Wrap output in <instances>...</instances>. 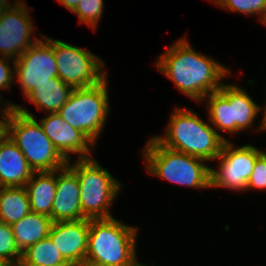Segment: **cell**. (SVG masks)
Listing matches in <instances>:
<instances>
[{
	"instance_id": "6da1fadb",
	"label": "cell",
	"mask_w": 266,
	"mask_h": 266,
	"mask_svg": "<svg viewBox=\"0 0 266 266\" xmlns=\"http://www.w3.org/2000/svg\"><path fill=\"white\" fill-rule=\"evenodd\" d=\"M155 63L157 69L172 81L181 93L195 100L217 91L230 70L213 58L201 55L192 48L186 37L167 46Z\"/></svg>"
},
{
	"instance_id": "7a4b0ae2",
	"label": "cell",
	"mask_w": 266,
	"mask_h": 266,
	"mask_svg": "<svg viewBox=\"0 0 266 266\" xmlns=\"http://www.w3.org/2000/svg\"><path fill=\"white\" fill-rule=\"evenodd\" d=\"M169 119L165 136H153L169 149L209 162L220 155L224 142L228 141L212 127L210 122L201 120L192 109L176 107Z\"/></svg>"
},
{
	"instance_id": "3957f363",
	"label": "cell",
	"mask_w": 266,
	"mask_h": 266,
	"mask_svg": "<svg viewBox=\"0 0 266 266\" xmlns=\"http://www.w3.org/2000/svg\"><path fill=\"white\" fill-rule=\"evenodd\" d=\"M138 227L114 217L90 219L85 261L99 266H131L137 261Z\"/></svg>"
},
{
	"instance_id": "277c9868",
	"label": "cell",
	"mask_w": 266,
	"mask_h": 266,
	"mask_svg": "<svg viewBox=\"0 0 266 266\" xmlns=\"http://www.w3.org/2000/svg\"><path fill=\"white\" fill-rule=\"evenodd\" d=\"M145 168L151 175L192 188H210V168L202 158L161 145L154 137L143 149Z\"/></svg>"
},
{
	"instance_id": "5b68a950",
	"label": "cell",
	"mask_w": 266,
	"mask_h": 266,
	"mask_svg": "<svg viewBox=\"0 0 266 266\" xmlns=\"http://www.w3.org/2000/svg\"><path fill=\"white\" fill-rule=\"evenodd\" d=\"M9 126V137L22 151L34 172H50L67 165L34 115L16 105Z\"/></svg>"
},
{
	"instance_id": "8992f818",
	"label": "cell",
	"mask_w": 266,
	"mask_h": 266,
	"mask_svg": "<svg viewBox=\"0 0 266 266\" xmlns=\"http://www.w3.org/2000/svg\"><path fill=\"white\" fill-rule=\"evenodd\" d=\"M67 166L77 175L80 185V205L86 219L113 218L111 204L121 191V182L100 166L94 158L77 159Z\"/></svg>"
},
{
	"instance_id": "52a82bcc",
	"label": "cell",
	"mask_w": 266,
	"mask_h": 266,
	"mask_svg": "<svg viewBox=\"0 0 266 266\" xmlns=\"http://www.w3.org/2000/svg\"><path fill=\"white\" fill-rule=\"evenodd\" d=\"M107 77L94 86L74 88L58 114L63 121L83 132L94 144L110 112Z\"/></svg>"
},
{
	"instance_id": "ba28073f",
	"label": "cell",
	"mask_w": 266,
	"mask_h": 266,
	"mask_svg": "<svg viewBox=\"0 0 266 266\" xmlns=\"http://www.w3.org/2000/svg\"><path fill=\"white\" fill-rule=\"evenodd\" d=\"M207 100L209 122L217 131L236 134L253 125L261 109L258 103L241 87L223 84L217 91L204 98ZM215 126V127H214Z\"/></svg>"
},
{
	"instance_id": "9c48e42d",
	"label": "cell",
	"mask_w": 266,
	"mask_h": 266,
	"mask_svg": "<svg viewBox=\"0 0 266 266\" xmlns=\"http://www.w3.org/2000/svg\"><path fill=\"white\" fill-rule=\"evenodd\" d=\"M53 51L58 78L73 89L97 85L107 77L104 61L82 47L53 39Z\"/></svg>"
},
{
	"instance_id": "30bf717a",
	"label": "cell",
	"mask_w": 266,
	"mask_h": 266,
	"mask_svg": "<svg viewBox=\"0 0 266 266\" xmlns=\"http://www.w3.org/2000/svg\"><path fill=\"white\" fill-rule=\"evenodd\" d=\"M263 151L253 145L236 147L225 141L217 170L210 168V188H229L234 191H246V185L254 169L257 157Z\"/></svg>"
},
{
	"instance_id": "8fae6325",
	"label": "cell",
	"mask_w": 266,
	"mask_h": 266,
	"mask_svg": "<svg viewBox=\"0 0 266 266\" xmlns=\"http://www.w3.org/2000/svg\"><path fill=\"white\" fill-rule=\"evenodd\" d=\"M40 38L15 60V78L19 81L24 97L38 85L58 77L53 39L44 34Z\"/></svg>"
},
{
	"instance_id": "7c38bea8",
	"label": "cell",
	"mask_w": 266,
	"mask_h": 266,
	"mask_svg": "<svg viewBox=\"0 0 266 266\" xmlns=\"http://www.w3.org/2000/svg\"><path fill=\"white\" fill-rule=\"evenodd\" d=\"M25 1H18L13 7L0 13V56L15 60L39 39L31 35L35 27ZM34 28V30H33Z\"/></svg>"
},
{
	"instance_id": "4fadbf2b",
	"label": "cell",
	"mask_w": 266,
	"mask_h": 266,
	"mask_svg": "<svg viewBox=\"0 0 266 266\" xmlns=\"http://www.w3.org/2000/svg\"><path fill=\"white\" fill-rule=\"evenodd\" d=\"M39 123L67 162L71 160L70 153H76L78 159L92 158L91 147L93 149L95 144L83 132L63 121L58 113H49Z\"/></svg>"
},
{
	"instance_id": "5bb4252c",
	"label": "cell",
	"mask_w": 266,
	"mask_h": 266,
	"mask_svg": "<svg viewBox=\"0 0 266 266\" xmlns=\"http://www.w3.org/2000/svg\"><path fill=\"white\" fill-rule=\"evenodd\" d=\"M90 219L53 222L49 237L66 261H85L88 248Z\"/></svg>"
},
{
	"instance_id": "9a60e30c",
	"label": "cell",
	"mask_w": 266,
	"mask_h": 266,
	"mask_svg": "<svg viewBox=\"0 0 266 266\" xmlns=\"http://www.w3.org/2000/svg\"><path fill=\"white\" fill-rule=\"evenodd\" d=\"M86 219L80 205V185L77 175L66 165L56 170V194L52 207L53 222Z\"/></svg>"
},
{
	"instance_id": "2e32d148",
	"label": "cell",
	"mask_w": 266,
	"mask_h": 266,
	"mask_svg": "<svg viewBox=\"0 0 266 266\" xmlns=\"http://www.w3.org/2000/svg\"><path fill=\"white\" fill-rule=\"evenodd\" d=\"M33 173L22 151L10 137L0 144V187H24Z\"/></svg>"
},
{
	"instance_id": "e0dca14e",
	"label": "cell",
	"mask_w": 266,
	"mask_h": 266,
	"mask_svg": "<svg viewBox=\"0 0 266 266\" xmlns=\"http://www.w3.org/2000/svg\"><path fill=\"white\" fill-rule=\"evenodd\" d=\"M25 188L31 212L46 215L52 219V207L56 194V171L34 172Z\"/></svg>"
},
{
	"instance_id": "ac0fdd59",
	"label": "cell",
	"mask_w": 266,
	"mask_h": 266,
	"mask_svg": "<svg viewBox=\"0 0 266 266\" xmlns=\"http://www.w3.org/2000/svg\"><path fill=\"white\" fill-rule=\"evenodd\" d=\"M53 221L50 217L30 212L11 225L18 249L23 252L49 236Z\"/></svg>"
},
{
	"instance_id": "d6986e66",
	"label": "cell",
	"mask_w": 266,
	"mask_h": 266,
	"mask_svg": "<svg viewBox=\"0 0 266 266\" xmlns=\"http://www.w3.org/2000/svg\"><path fill=\"white\" fill-rule=\"evenodd\" d=\"M73 88L65 84L58 77L51 78V82L38 85L25 99L35 104L38 111L42 109L49 113H58L68 100Z\"/></svg>"
},
{
	"instance_id": "ffe728a7",
	"label": "cell",
	"mask_w": 266,
	"mask_h": 266,
	"mask_svg": "<svg viewBox=\"0 0 266 266\" xmlns=\"http://www.w3.org/2000/svg\"><path fill=\"white\" fill-rule=\"evenodd\" d=\"M31 212L24 187H0V222L12 225Z\"/></svg>"
},
{
	"instance_id": "44dd1931",
	"label": "cell",
	"mask_w": 266,
	"mask_h": 266,
	"mask_svg": "<svg viewBox=\"0 0 266 266\" xmlns=\"http://www.w3.org/2000/svg\"><path fill=\"white\" fill-rule=\"evenodd\" d=\"M67 262L48 236L22 252L19 266H53Z\"/></svg>"
},
{
	"instance_id": "7402d4cb",
	"label": "cell",
	"mask_w": 266,
	"mask_h": 266,
	"mask_svg": "<svg viewBox=\"0 0 266 266\" xmlns=\"http://www.w3.org/2000/svg\"><path fill=\"white\" fill-rule=\"evenodd\" d=\"M218 7L247 15H259L261 23L266 18V0H212Z\"/></svg>"
},
{
	"instance_id": "603a6c76",
	"label": "cell",
	"mask_w": 266,
	"mask_h": 266,
	"mask_svg": "<svg viewBox=\"0 0 266 266\" xmlns=\"http://www.w3.org/2000/svg\"><path fill=\"white\" fill-rule=\"evenodd\" d=\"M104 0H79L78 6L72 12L78 16L82 24H87L96 30L98 22L103 15Z\"/></svg>"
},
{
	"instance_id": "cb8c5ba5",
	"label": "cell",
	"mask_w": 266,
	"mask_h": 266,
	"mask_svg": "<svg viewBox=\"0 0 266 266\" xmlns=\"http://www.w3.org/2000/svg\"><path fill=\"white\" fill-rule=\"evenodd\" d=\"M0 257L19 266L22 252L18 249L11 225L0 222Z\"/></svg>"
},
{
	"instance_id": "d4e9b609",
	"label": "cell",
	"mask_w": 266,
	"mask_h": 266,
	"mask_svg": "<svg viewBox=\"0 0 266 266\" xmlns=\"http://www.w3.org/2000/svg\"><path fill=\"white\" fill-rule=\"evenodd\" d=\"M266 189V152L263 151L256 159L254 169L246 185V190Z\"/></svg>"
},
{
	"instance_id": "484cf974",
	"label": "cell",
	"mask_w": 266,
	"mask_h": 266,
	"mask_svg": "<svg viewBox=\"0 0 266 266\" xmlns=\"http://www.w3.org/2000/svg\"><path fill=\"white\" fill-rule=\"evenodd\" d=\"M11 61L12 59L7 57L0 56V89L6 90L10 89L14 84V76H15V67H12L8 60Z\"/></svg>"
},
{
	"instance_id": "4316f807",
	"label": "cell",
	"mask_w": 266,
	"mask_h": 266,
	"mask_svg": "<svg viewBox=\"0 0 266 266\" xmlns=\"http://www.w3.org/2000/svg\"><path fill=\"white\" fill-rule=\"evenodd\" d=\"M16 110V106L12 105L3 115H0V144L9 137L10 121Z\"/></svg>"
},
{
	"instance_id": "83f0119b",
	"label": "cell",
	"mask_w": 266,
	"mask_h": 266,
	"mask_svg": "<svg viewBox=\"0 0 266 266\" xmlns=\"http://www.w3.org/2000/svg\"><path fill=\"white\" fill-rule=\"evenodd\" d=\"M65 8L73 12L78 6L79 0H57Z\"/></svg>"
},
{
	"instance_id": "f1b7e54d",
	"label": "cell",
	"mask_w": 266,
	"mask_h": 266,
	"mask_svg": "<svg viewBox=\"0 0 266 266\" xmlns=\"http://www.w3.org/2000/svg\"><path fill=\"white\" fill-rule=\"evenodd\" d=\"M18 1L19 0L15 1L14 3H11L8 0H0V13L4 10H7V9L13 7Z\"/></svg>"
},
{
	"instance_id": "f546056e",
	"label": "cell",
	"mask_w": 266,
	"mask_h": 266,
	"mask_svg": "<svg viewBox=\"0 0 266 266\" xmlns=\"http://www.w3.org/2000/svg\"><path fill=\"white\" fill-rule=\"evenodd\" d=\"M266 106V105H265ZM263 112H264V115H263V117H262V122H261V124L258 126L259 128L257 129L256 128V131H265L266 130V107H264L263 108Z\"/></svg>"
},
{
	"instance_id": "4dcf8cb0",
	"label": "cell",
	"mask_w": 266,
	"mask_h": 266,
	"mask_svg": "<svg viewBox=\"0 0 266 266\" xmlns=\"http://www.w3.org/2000/svg\"><path fill=\"white\" fill-rule=\"evenodd\" d=\"M1 98H3V97H1V94H0V102H2ZM0 104H2V103H0ZM12 105L16 106L17 104L12 103L11 101H10V103H9V101L6 104L4 103V108L2 109L3 111L0 108V115H3Z\"/></svg>"
},
{
	"instance_id": "1f68e13d",
	"label": "cell",
	"mask_w": 266,
	"mask_h": 266,
	"mask_svg": "<svg viewBox=\"0 0 266 266\" xmlns=\"http://www.w3.org/2000/svg\"><path fill=\"white\" fill-rule=\"evenodd\" d=\"M0 266H15L13 263L8 260L0 257Z\"/></svg>"
},
{
	"instance_id": "d6a6232c",
	"label": "cell",
	"mask_w": 266,
	"mask_h": 266,
	"mask_svg": "<svg viewBox=\"0 0 266 266\" xmlns=\"http://www.w3.org/2000/svg\"><path fill=\"white\" fill-rule=\"evenodd\" d=\"M78 264L76 263H73V262H65V263H61V264H56V265H53V266H77Z\"/></svg>"
},
{
	"instance_id": "836d02e7",
	"label": "cell",
	"mask_w": 266,
	"mask_h": 266,
	"mask_svg": "<svg viewBox=\"0 0 266 266\" xmlns=\"http://www.w3.org/2000/svg\"><path fill=\"white\" fill-rule=\"evenodd\" d=\"M77 266H99V265H95V264L89 263L87 261H83V262L79 263Z\"/></svg>"
},
{
	"instance_id": "e575fe53",
	"label": "cell",
	"mask_w": 266,
	"mask_h": 266,
	"mask_svg": "<svg viewBox=\"0 0 266 266\" xmlns=\"http://www.w3.org/2000/svg\"><path fill=\"white\" fill-rule=\"evenodd\" d=\"M131 266H147V265H143L142 263H139L138 261H136L133 265Z\"/></svg>"
}]
</instances>
